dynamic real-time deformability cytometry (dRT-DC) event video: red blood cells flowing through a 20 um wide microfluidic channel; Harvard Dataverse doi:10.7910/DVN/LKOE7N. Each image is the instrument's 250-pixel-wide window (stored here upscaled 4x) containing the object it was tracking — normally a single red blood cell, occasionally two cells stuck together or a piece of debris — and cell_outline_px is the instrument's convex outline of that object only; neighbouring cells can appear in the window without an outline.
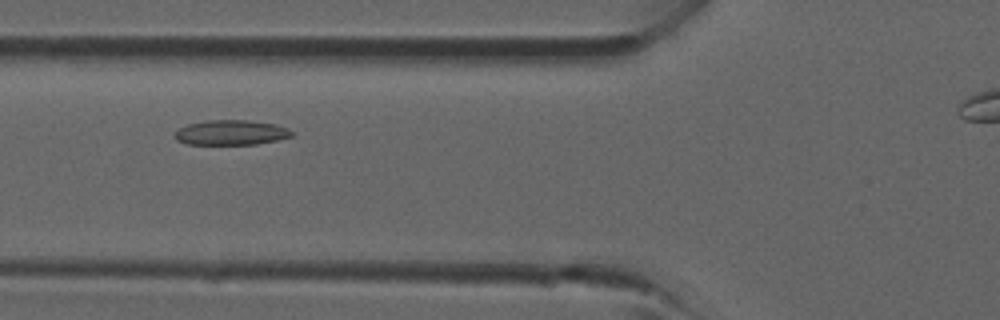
{"species": "common noctule bat (a hibernating species)", "species_latin": "Nyctalus noctula", "temperature_condition": "room temperature", "stored_images_in_passage": 3, "camera_frame_rate_fps": 3000, "um_per_image_px": 0.085, "animal": {"sex": "male", "forearm_length_mm": 52.5}, "frame": {"image": 1, "passage_image": 3, "time_ms": 2.333, "image_size_px": [1000, 320], "cell_outline_px": [[292, 136], [276, 140], [256, 144], [188, 144], [176, 140], [172, 136], [180, 128], [188, 124], [208, 120], [248, 120], [276, 124], [288, 128], [292, 132]], "centroid_in_image_um": [19.63, 11.26], "position_along_channel_um": 106.2, "area_um2": 16.94}}